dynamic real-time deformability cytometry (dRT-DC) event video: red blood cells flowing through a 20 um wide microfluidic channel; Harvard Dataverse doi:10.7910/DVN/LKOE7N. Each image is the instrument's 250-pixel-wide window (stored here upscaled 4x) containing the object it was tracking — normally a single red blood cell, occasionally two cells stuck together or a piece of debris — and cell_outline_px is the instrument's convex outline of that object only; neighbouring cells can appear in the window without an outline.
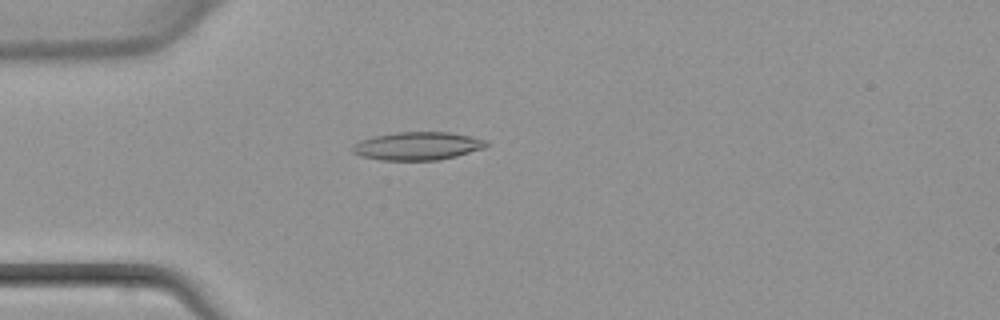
{"species": "common noctule bat (a hibernating species)", "species_latin": "Nyctalus noctula", "temperature_condition": "warm", "stored_images_in_passage": 33, "camera_frame_rate_fps": 3000, "um_per_image_px": 0.085, "animal": {"sex": "female", "body_mass_g": 22.7, "forearm_length_mm": 54.2}, "frame": {"image": 1, "passage_image": 12, "time_ms": 3.667, "image_size_px": [1000, 320], "cell_outline_px": [[488, 144], [484, 148], [456, 156], [440, 160], [380, 160], [360, 156], [352, 152], [352, 148], [360, 140], [372, 136], [396, 132], [448, 132], [472, 136], [488, 140]], "centroid_in_image_um": [35.5, 12.4], "position_along_channel_um": 49.5, "area_um2": 22.02}}
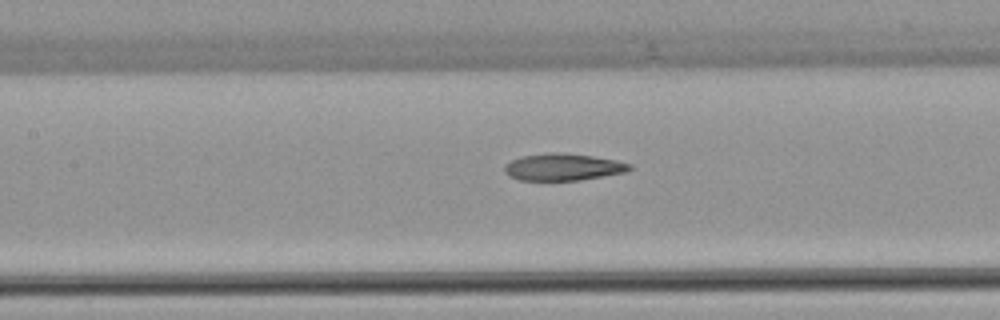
{"frame": {"image": 2, "passage_image": 20, "time_ms": 6.333, "image_size_px": [1000, 320], "cell_outline_px": [[632, 168], [624, 172], [580, 180], [520, 180], [508, 176], [504, 172], [504, 164], [520, 156], [548, 152], [560, 152], [592, 156], [616, 160], [632, 164]], "centroid_in_image_um": [47.81, 14.19], "position_along_channel_um": 159.6, "area_um2": 19.71}}
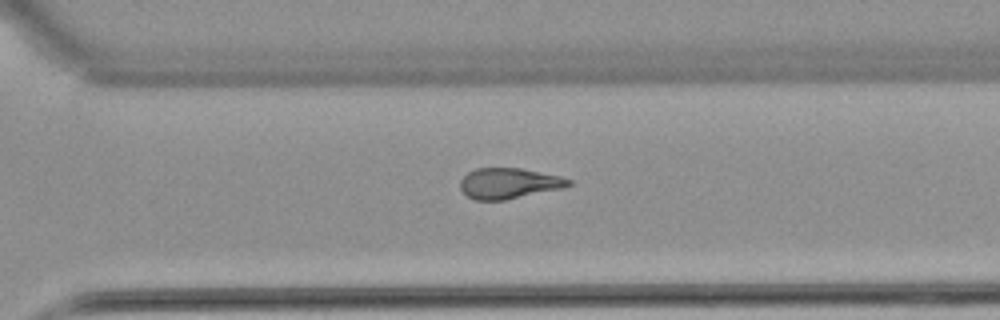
{"frame": {"image": 3, "passage_image": 31, "time_ms": 10.0, "image_size_px": [1000, 320], "cell_outline_px": [[572, 184], [564, 188], [504, 200], [476, 200], [468, 196], [460, 188], [460, 180], [468, 172], [476, 168], [520, 168], [560, 176], [572, 180]], "centroid_in_image_um": [43.27, 15.58], "position_along_channel_um": 327.3, "area_um2": 19.31}}